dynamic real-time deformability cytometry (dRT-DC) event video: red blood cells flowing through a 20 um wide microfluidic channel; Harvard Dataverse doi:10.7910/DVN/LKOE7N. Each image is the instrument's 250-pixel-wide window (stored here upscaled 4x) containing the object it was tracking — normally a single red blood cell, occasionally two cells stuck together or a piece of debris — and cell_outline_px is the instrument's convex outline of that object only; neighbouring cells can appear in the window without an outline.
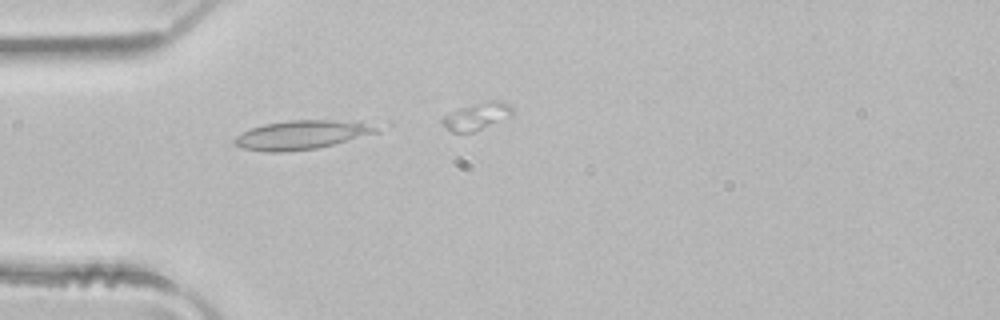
{"species": "common noctule bat (a hibernating species)", "species_latin": "Nyctalus noctula", "temperature_condition": "room temperature", "stored_images_in_passage": 5, "camera_frame_rate_fps": 3000, "um_per_image_px": 0.085, "animal": {"sex": "male", "body_mass_g": 21.5, "forearm_length_mm": 52.0}, "frame": {"image": 1, "passage_image": 4, "time_ms": 1.0, "image_size_px": [1000, 320], "cell_outline_px": [[392, 124], [380, 132], [316, 148], [280, 152], [268, 152], [244, 148], [232, 144], [232, 140], [236, 136], [252, 128], [264, 124], [288, 120], [392, 120]], "centroid_in_image_um": [26.01, 11.39], "position_along_channel_um": 59.0, "area_um2": 25.2}}